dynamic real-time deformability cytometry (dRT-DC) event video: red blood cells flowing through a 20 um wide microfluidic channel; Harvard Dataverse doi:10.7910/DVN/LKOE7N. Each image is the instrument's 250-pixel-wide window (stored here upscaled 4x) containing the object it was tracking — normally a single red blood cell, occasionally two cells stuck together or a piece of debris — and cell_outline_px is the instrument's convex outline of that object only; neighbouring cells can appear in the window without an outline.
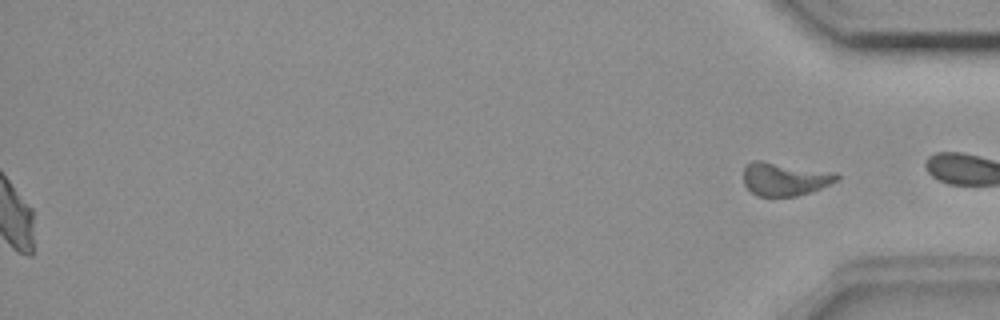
{"species": "common noctule bat (a hibernating species)", "species_latin": "Nyctalus noctula", "temperature_condition": "room temperature", "stored_images_in_passage": 44, "segment_of_instrument_passage": [2, 2], "camera_frame_rate_fps": 3000, "um_per_image_px": 0.085, "animal": {"sex": "female", "body_mass_g": 18.4}, "frame": {"image": 1, "passage_image": 44, "time_ms": 14.333, "image_size_px": [1000, 320], "cell_outline_px": [[840, 180], [820, 188], [796, 196], [756, 196], [744, 184], [744, 168], [752, 160], [760, 160], [836, 172], [840, 176]], "centroid_in_image_um": [66.72, 15.2], "position_along_channel_um": 368.5, "area_um2": 18.09}}